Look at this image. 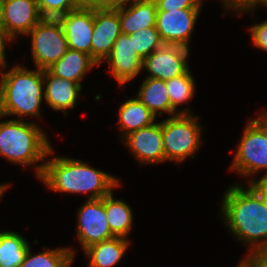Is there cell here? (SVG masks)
<instances>
[{"label": "cell", "mask_w": 267, "mask_h": 267, "mask_svg": "<svg viewBox=\"0 0 267 267\" xmlns=\"http://www.w3.org/2000/svg\"><path fill=\"white\" fill-rule=\"evenodd\" d=\"M130 245V240L123 237H114L98 242L84 249L89 258L87 267H114L119 263Z\"/></svg>", "instance_id": "cell-19"}, {"label": "cell", "mask_w": 267, "mask_h": 267, "mask_svg": "<svg viewBox=\"0 0 267 267\" xmlns=\"http://www.w3.org/2000/svg\"><path fill=\"white\" fill-rule=\"evenodd\" d=\"M156 116L137 98L127 99L119 107V121L122 139L131 132L148 127L154 123Z\"/></svg>", "instance_id": "cell-20"}, {"label": "cell", "mask_w": 267, "mask_h": 267, "mask_svg": "<svg viewBox=\"0 0 267 267\" xmlns=\"http://www.w3.org/2000/svg\"><path fill=\"white\" fill-rule=\"evenodd\" d=\"M10 186V184H1L0 183V200L4 194V192L7 190V188Z\"/></svg>", "instance_id": "cell-36"}, {"label": "cell", "mask_w": 267, "mask_h": 267, "mask_svg": "<svg viewBox=\"0 0 267 267\" xmlns=\"http://www.w3.org/2000/svg\"><path fill=\"white\" fill-rule=\"evenodd\" d=\"M236 267H251V266L248 264V262L245 259H243L240 261V263Z\"/></svg>", "instance_id": "cell-38"}, {"label": "cell", "mask_w": 267, "mask_h": 267, "mask_svg": "<svg viewBox=\"0 0 267 267\" xmlns=\"http://www.w3.org/2000/svg\"><path fill=\"white\" fill-rule=\"evenodd\" d=\"M118 12L121 34L137 33L156 24L155 0H136L128 7L115 9Z\"/></svg>", "instance_id": "cell-17"}, {"label": "cell", "mask_w": 267, "mask_h": 267, "mask_svg": "<svg viewBox=\"0 0 267 267\" xmlns=\"http://www.w3.org/2000/svg\"><path fill=\"white\" fill-rule=\"evenodd\" d=\"M121 35L118 12L94 8V30L91 39V57L99 65L109 56L113 45Z\"/></svg>", "instance_id": "cell-13"}, {"label": "cell", "mask_w": 267, "mask_h": 267, "mask_svg": "<svg viewBox=\"0 0 267 267\" xmlns=\"http://www.w3.org/2000/svg\"><path fill=\"white\" fill-rule=\"evenodd\" d=\"M109 70L119 85H124L135 78L142 70L143 59L136 53L133 45V33L121 34L113 45L109 56L105 59Z\"/></svg>", "instance_id": "cell-14"}, {"label": "cell", "mask_w": 267, "mask_h": 267, "mask_svg": "<svg viewBox=\"0 0 267 267\" xmlns=\"http://www.w3.org/2000/svg\"><path fill=\"white\" fill-rule=\"evenodd\" d=\"M48 139L42 128L33 121H0V155L10 163L34 166L38 179L43 173L46 157L55 154ZM40 161L44 162L37 164Z\"/></svg>", "instance_id": "cell-3"}, {"label": "cell", "mask_w": 267, "mask_h": 267, "mask_svg": "<svg viewBox=\"0 0 267 267\" xmlns=\"http://www.w3.org/2000/svg\"><path fill=\"white\" fill-rule=\"evenodd\" d=\"M247 185L246 188L240 184L228 187L221 202L220 214L227 228L235 238L248 245L249 251L266 249L267 206L258 193Z\"/></svg>", "instance_id": "cell-1"}, {"label": "cell", "mask_w": 267, "mask_h": 267, "mask_svg": "<svg viewBox=\"0 0 267 267\" xmlns=\"http://www.w3.org/2000/svg\"><path fill=\"white\" fill-rule=\"evenodd\" d=\"M204 0H155L157 12L179 9H201Z\"/></svg>", "instance_id": "cell-28"}, {"label": "cell", "mask_w": 267, "mask_h": 267, "mask_svg": "<svg viewBox=\"0 0 267 267\" xmlns=\"http://www.w3.org/2000/svg\"><path fill=\"white\" fill-rule=\"evenodd\" d=\"M52 191L83 194L88 199H99L120 187L117 177L89 166L82 160L67 157H51L39 178Z\"/></svg>", "instance_id": "cell-2"}, {"label": "cell", "mask_w": 267, "mask_h": 267, "mask_svg": "<svg viewBox=\"0 0 267 267\" xmlns=\"http://www.w3.org/2000/svg\"><path fill=\"white\" fill-rule=\"evenodd\" d=\"M133 45L136 53L142 58H146L152 52L164 45L156 26L145 28L137 33H133Z\"/></svg>", "instance_id": "cell-26"}, {"label": "cell", "mask_w": 267, "mask_h": 267, "mask_svg": "<svg viewBox=\"0 0 267 267\" xmlns=\"http://www.w3.org/2000/svg\"><path fill=\"white\" fill-rule=\"evenodd\" d=\"M189 51L184 46L164 44L143 59L142 68L149 72L146 78L166 81L185 74L189 70Z\"/></svg>", "instance_id": "cell-9"}, {"label": "cell", "mask_w": 267, "mask_h": 267, "mask_svg": "<svg viewBox=\"0 0 267 267\" xmlns=\"http://www.w3.org/2000/svg\"><path fill=\"white\" fill-rule=\"evenodd\" d=\"M13 39L8 35V33L0 27V69L4 71L7 68L8 62H6V47L8 42H12Z\"/></svg>", "instance_id": "cell-33"}, {"label": "cell", "mask_w": 267, "mask_h": 267, "mask_svg": "<svg viewBox=\"0 0 267 267\" xmlns=\"http://www.w3.org/2000/svg\"><path fill=\"white\" fill-rule=\"evenodd\" d=\"M248 184L258 193L267 206V176H262L260 179H253L247 181Z\"/></svg>", "instance_id": "cell-32"}, {"label": "cell", "mask_w": 267, "mask_h": 267, "mask_svg": "<svg viewBox=\"0 0 267 267\" xmlns=\"http://www.w3.org/2000/svg\"><path fill=\"white\" fill-rule=\"evenodd\" d=\"M37 69L47 70L69 49L61 23L57 18H43L28 34Z\"/></svg>", "instance_id": "cell-7"}, {"label": "cell", "mask_w": 267, "mask_h": 267, "mask_svg": "<svg viewBox=\"0 0 267 267\" xmlns=\"http://www.w3.org/2000/svg\"><path fill=\"white\" fill-rule=\"evenodd\" d=\"M37 3L43 18H58L80 7L76 0H37Z\"/></svg>", "instance_id": "cell-27"}, {"label": "cell", "mask_w": 267, "mask_h": 267, "mask_svg": "<svg viewBox=\"0 0 267 267\" xmlns=\"http://www.w3.org/2000/svg\"><path fill=\"white\" fill-rule=\"evenodd\" d=\"M198 117L192 114H178L162 120L163 148L165 161L178 164L194 154L202 145V129Z\"/></svg>", "instance_id": "cell-6"}, {"label": "cell", "mask_w": 267, "mask_h": 267, "mask_svg": "<svg viewBox=\"0 0 267 267\" xmlns=\"http://www.w3.org/2000/svg\"><path fill=\"white\" fill-rule=\"evenodd\" d=\"M222 4L226 10L232 8L239 15L245 11L253 13L258 5L266 7L267 0H225Z\"/></svg>", "instance_id": "cell-29"}, {"label": "cell", "mask_w": 267, "mask_h": 267, "mask_svg": "<svg viewBox=\"0 0 267 267\" xmlns=\"http://www.w3.org/2000/svg\"><path fill=\"white\" fill-rule=\"evenodd\" d=\"M201 9L157 12L156 29L164 44L189 48V42Z\"/></svg>", "instance_id": "cell-10"}, {"label": "cell", "mask_w": 267, "mask_h": 267, "mask_svg": "<svg viewBox=\"0 0 267 267\" xmlns=\"http://www.w3.org/2000/svg\"><path fill=\"white\" fill-rule=\"evenodd\" d=\"M230 170L248 178L266 170L267 176V110L248 121Z\"/></svg>", "instance_id": "cell-5"}, {"label": "cell", "mask_w": 267, "mask_h": 267, "mask_svg": "<svg viewBox=\"0 0 267 267\" xmlns=\"http://www.w3.org/2000/svg\"><path fill=\"white\" fill-rule=\"evenodd\" d=\"M245 260L251 267H267V248L248 251Z\"/></svg>", "instance_id": "cell-31"}, {"label": "cell", "mask_w": 267, "mask_h": 267, "mask_svg": "<svg viewBox=\"0 0 267 267\" xmlns=\"http://www.w3.org/2000/svg\"><path fill=\"white\" fill-rule=\"evenodd\" d=\"M80 6H92L99 9V0H76Z\"/></svg>", "instance_id": "cell-35"}, {"label": "cell", "mask_w": 267, "mask_h": 267, "mask_svg": "<svg viewBox=\"0 0 267 267\" xmlns=\"http://www.w3.org/2000/svg\"><path fill=\"white\" fill-rule=\"evenodd\" d=\"M136 98L145 104L155 115L163 112L173 116V107L167 93L165 81L155 78H145L138 89Z\"/></svg>", "instance_id": "cell-21"}, {"label": "cell", "mask_w": 267, "mask_h": 267, "mask_svg": "<svg viewBox=\"0 0 267 267\" xmlns=\"http://www.w3.org/2000/svg\"><path fill=\"white\" fill-rule=\"evenodd\" d=\"M44 252L32 255L29 247L24 261L19 267H71L75 251L71 248L46 249Z\"/></svg>", "instance_id": "cell-25"}, {"label": "cell", "mask_w": 267, "mask_h": 267, "mask_svg": "<svg viewBox=\"0 0 267 267\" xmlns=\"http://www.w3.org/2000/svg\"><path fill=\"white\" fill-rule=\"evenodd\" d=\"M98 64L83 52L68 49L67 52L47 70L55 77H61L82 86L81 82L88 71Z\"/></svg>", "instance_id": "cell-18"}, {"label": "cell", "mask_w": 267, "mask_h": 267, "mask_svg": "<svg viewBox=\"0 0 267 267\" xmlns=\"http://www.w3.org/2000/svg\"><path fill=\"white\" fill-rule=\"evenodd\" d=\"M103 203L111 232L116 237L127 238L133 224V213L130 205L122 199L114 198L113 191L103 197Z\"/></svg>", "instance_id": "cell-22"}, {"label": "cell", "mask_w": 267, "mask_h": 267, "mask_svg": "<svg viewBox=\"0 0 267 267\" xmlns=\"http://www.w3.org/2000/svg\"><path fill=\"white\" fill-rule=\"evenodd\" d=\"M3 3L4 1H0V27H2L3 23V13H4Z\"/></svg>", "instance_id": "cell-37"}, {"label": "cell", "mask_w": 267, "mask_h": 267, "mask_svg": "<svg viewBox=\"0 0 267 267\" xmlns=\"http://www.w3.org/2000/svg\"><path fill=\"white\" fill-rule=\"evenodd\" d=\"M62 25L68 48L91 56L94 7L80 6L57 18Z\"/></svg>", "instance_id": "cell-11"}, {"label": "cell", "mask_w": 267, "mask_h": 267, "mask_svg": "<svg viewBox=\"0 0 267 267\" xmlns=\"http://www.w3.org/2000/svg\"><path fill=\"white\" fill-rule=\"evenodd\" d=\"M248 30L251 34L253 45L267 51V20L252 25Z\"/></svg>", "instance_id": "cell-30"}, {"label": "cell", "mask_w": 267, "mask_h": 267, "mask_svg": "<svg viewBox=\"0 0 267 267\" xmlns=\"http://www.w3.org/2000/svg\"><path fill=\"white\" fill-rule=\"evenodd\" d=\"M2 28L15 40L27 35L42 19L37 0H5Z\"/></svg>", "instance_id": "cell-15"}, {"label": "cell", "mask_w": 267, "mask_h": 267, "mask_svg": "<svg viewBox=\"0 0 267 267\" xmlns=\"http://www.w3.org/2000/svg\"><path fill=\"white\" fill-rule=\"evenodd\" d=\"M1 74L0 115L17 116V120H24L25 116L40 118L45 100L43 70H29L18 64Z\"/></svg>", "instance_id": "cell-4"}, {"label": "cell", "mask_w": 267, "mask_h": 267, "mask_svg": "<svg viewBox=\"0 0 267 267\" xmlns=\"http://www.w3.org/2000/svg\"><path fill=\"white\" fill-rule=\"evenodd\" d=\"M136 0H99V9H111L126 7L127 4H132Z\"/></svg>", "instance_id": "cell-34"}, {"label": "cell", "mask_w": 267, "mask_h": 267, "mask_svg": "<svg viewBox=\"0 0 267 267\" xmlns=\"http://www.w3.org/2000/svg\"><path fill=\"white\" fill-rule=\"evenodd\" d=\"M121 141L141 165L165 162L161 122L131 132Z\"/></svg>", "instance_id": "cell-12"}, {"label": "cell", "mask_w": 267, "mask_h": 267, "mask_svg": "<svg viewBox=\"0 0 267 267\" xmlns=\"http://www.w3.org/2000/svg\"><path fill=\"white\" fill-rule=\"evenodd\" d=\"M77 239L83 250L116 237L108 224L103 198L87 199L77 212Z\"/></svg>", "instance_id": "cell-8"}, {"label": "cell", "mask_w": 267, "mask_h": 267, "mask_svg": "<svg viewBox=\"0 0 267 267\" xmlns=\"http://www.w3.org/2000/svg\"><path fill=\"white\" fill-rule=\"evenodd\" d=\"M30 245L18 232L0 231V267H19Z\"/></svg>", "instance_id": "cell-23"}, {"label": "cell", "mask_w": 267, "mask_h": 267, "mask_svg": "<svg viewBox=\"0 0 267 267\" xmlns=\"http://www.w3.org/2000/svg\"><path fill=\"white\" fill-rule=\"evenodd\" d=\"M44 99L53 110L63 112L74 108L80 97L82 86L76 82L55 77L48 70H43Z\"/></svg>", "instance_id": "cell-16"}, {"label": "cell", "mask_w": 267, "mask_h": 267, "mask_svg": "<svg viewBox=\"0 0 267 267\" xmlns=\"http://www.w3.org/2000/svg\"><path fill=\"white\" fill-rule=\"evenodd\" d=\"M165 84L171 106L173 107V116L178 114H191L189 108L178 111V106L183 103H189V100L195 94V82L190 69L185 74L166 80Z\"/></svg>", "instance_id": "cell-24"}]
</instances>
